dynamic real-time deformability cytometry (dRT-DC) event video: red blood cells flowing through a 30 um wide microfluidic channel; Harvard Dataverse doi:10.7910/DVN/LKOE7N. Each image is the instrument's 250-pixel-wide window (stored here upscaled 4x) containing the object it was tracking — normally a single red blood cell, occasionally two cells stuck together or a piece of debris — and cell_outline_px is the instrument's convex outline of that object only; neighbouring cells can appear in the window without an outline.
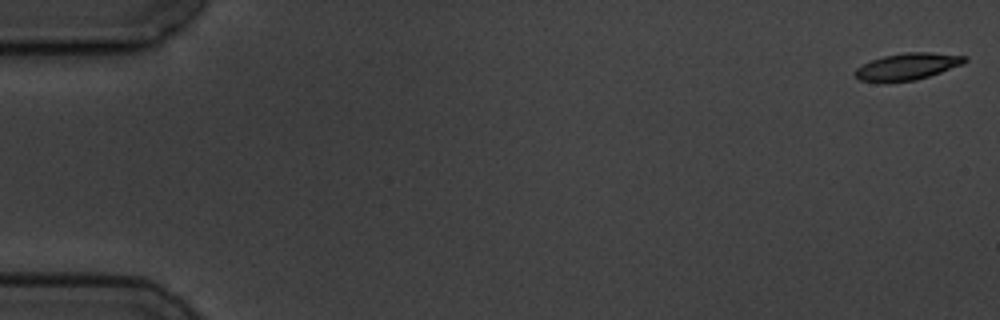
{"species": "common noctule bat (a hibernating species)", "species_latin": "Nyctalus noctula", "temperature_condition": "cold", "stored_images_in_passage": 5, "camera_frame_rate_fps": 3000, "um_per_image_px": 0.085, "animal": {"sex": "male", "body_mass_g": 19.5, "forearm_length_mm": 54.6}, "frame": {"image": 1, "passage_image": 1, "time_ms": 0.0, "image_size_px": [1000, 320], "cell_outline_px": [[968, 60], [964, 64], [916, 80], [884, 84], [860, 80], [852, 72], [856, 68], [872, 60], [884, 56], [908, 52], [928, 52], [968, 56]], "centroid_in_image_um": [77.11, 5.68], "position_along_channel_um": 7.9, "area_um2": 17.4}}
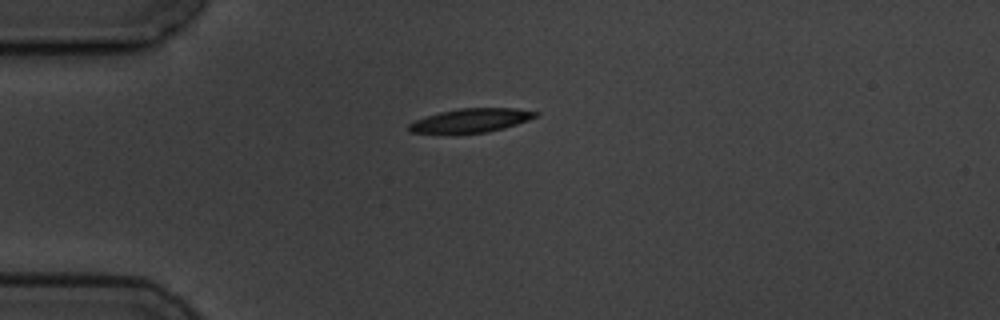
{"frame": {"image": 2, "passage_image": 5, "time_ms": 4.667, "image_size_px": [1000, 320], "cell_outline_px": [[540, 112], [536, 116], [528, 120], [504, 128], [488, 132], [408, 132], [408, 124], [416, 120], [440, 112], [460, 108], [516, 108]], "centroid_in_image_um": [40.08, 10.21], "position_along_channel_um": 44.9, "area_um2": 17.11}}